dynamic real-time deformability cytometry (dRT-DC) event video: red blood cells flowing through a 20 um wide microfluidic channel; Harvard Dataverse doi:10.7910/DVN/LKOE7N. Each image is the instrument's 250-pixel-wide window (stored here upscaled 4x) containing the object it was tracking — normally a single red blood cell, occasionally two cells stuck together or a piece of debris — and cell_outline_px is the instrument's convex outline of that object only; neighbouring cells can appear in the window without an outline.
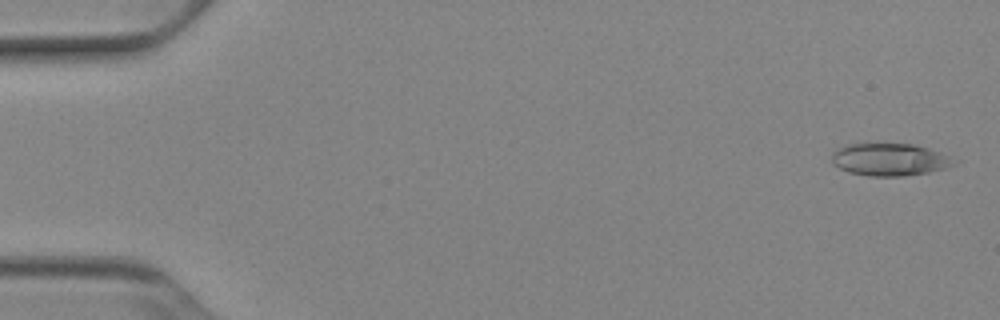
{"species": "Egyptian fruit bat (a non-hibernating species)", "species_latin": "Rousettus aegyptiacus", "temperature_condition": "cold", "stored_images_in_passage": 52, "camera_frame_rate_fps": 3000, "um_per_image_px": 0.085, "animal": {"sex": "female"}, "frame": {"image": 1, "passage_image": 2, "time_ms": 0.333, "image_size_px": [1000, 320], "cell_outline_px": [[956, 164], [944, 168], [928, 172], [904, 176], [868, 176], [848, 172], [832, 164], [832, 152], [836, 148], [848, 144], [912, 144], [928, 148], [940, 152], [948, 156]], "centroid_in_image_um": [75.56, 13.56], "position_along_channel_um": 9.4, "area_um2": 22.95}}
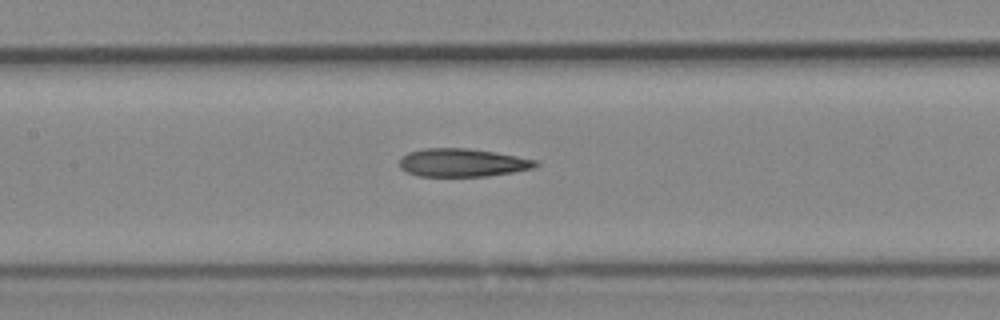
{"frame": {"image": 2, "passage_image": 25, "time_ms": 8.0, "image_size_px": [1000, 320], "cell_outline_px": [[540, 164], [532, 168], [512, 172], [488, 176], [416, 176], [400, 168], [400, 160], [408, 152], [424, 148], [468, 148], [496, 152], [540, 160]], "centroid_in_image_um": [39.34, 13.82], "position_along_channel_um": 168.1, "area_um2": 22.43}}
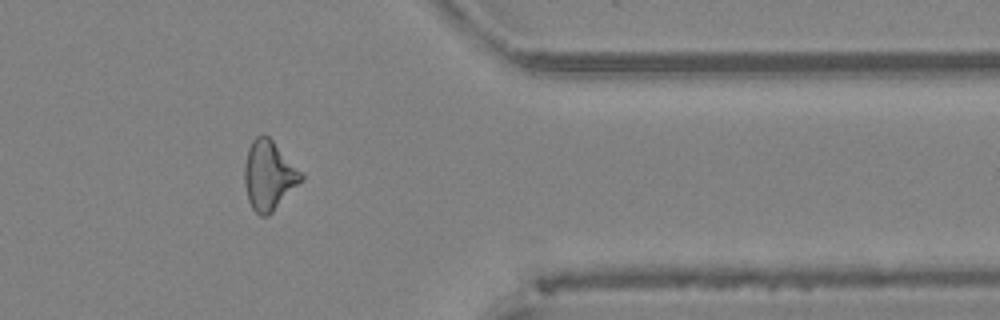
{"frame": {"image": 3, "passage_image": 43, "time_ms": 14.0, "image_size_px": [1000, 320], "cell_outline_px": [[304, 180], [268, 216], [260, 216], [252, 208], [248, 200], [244, 184], [244, 164], [248, 148], [252, 140], [256, 136], [268, 136], [304, 172]], "centroid_in_image_um": [22.88, 14.92], "position_along_channel_um": 388.5, "area_um2": 23.18}, "authors_computed_cell_mechanics": {"area_um2": 22.9466, "velocity_mm_per_s": 3.9148, "shape_relaxation_time_tau1_ms": null, "shape_relaxation_time_tau2_ms": 6.3215, "deformation_change_tau1": null, "deformation_change_tau2": 0.1997}}